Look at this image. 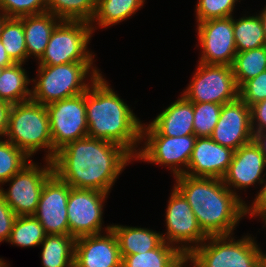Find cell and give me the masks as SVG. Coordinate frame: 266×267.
Here are the masks:
<instances>
[{"mask_svg":"<svg viewBox=\"0 0 266 267\" xmlns=\"http://www.w3.org/2000/svg\"><path fill=\"white\" fill-rule=\"evenodd\" d=\"M31 159L8 140L0 139V187Z\"/></svg>","mask_w":266,"mask_h":267,"instance_id":"1f68e13d","label":"cell"},{"mask_svg":"<svg viewBox=\"0 0 266 267\" xmlns=\"http://www.w3.org/2000/svg\"><path fill=\"white\" fill-rule=\"evenodd\" d=\"M259 185H262L261 189L257 192L258 194H256L251 206L245 204V212L246 216L247 214L250 217L261 216L260 218L264 222L266 220V180L263 178Z\"/></svg>","mask_w":266,"mask_h":267,"instance_id":"74e56055","label":"cell"},{"mask_svg":"<svg viewBox=\"0 0 266 267\" xmlns=\"http://www.w3.org/2000/svg\"><path fill=\"white\" fill-rule=\"evenodd\" d=\"M135 158L119 144L85 137L60 148L53 173L73 188L110 193L123 169Z\"/></svg>","mask_w":266,"mask_h":267,"instance_id":"6da1fadb","label":"cell"},{"mask_svg":"<svg viewBox=\"0 0 266 267\" xmlns=\"http://www.w3.org/2000/svg\"><path fill=\"white\" fill-rule=\"evenodd\" d=\"M5 137L29 158L43 148L48 149L44 159L53 160L51 127L46 105L32 99L11 105Z\"/></svg>","mask_w":266,"mask_h":267,"instance_id":"5b68a950","label":"cell"},{"mask_svg":"<svg viewBox=\"0 0 266 267\" xmlns=\"http://www.w3.org/2000/svg\"><path fill=\"white\" fill-rule=\"evenodd\" d=\"M0 11L15 18L41 14L47 12V0H0Z\"/></svg>","mask_w":266,"mask_h":267,"instance_id":"e575fe53","label":"cell"},{"mask_svg":"<svg viewBox=\"0 0 266 267\" xmlns=\"http://www.w3.org/2000/svg\"><path fill=\"white\" fill-rule=\"evenodd\" d=\"M257 267H266V253H264L258 260Z\"/></svg>","mask_w":266,"mask_h":267,"instance_id":"f6af8a7d","label":"cell"},{"mask_svg":"<svg viewBox=\"0 0 266 267\" xmlns=\"http://www.w3.org/2000/svg\"><path fill=\"white\" fill-rule=\"evenodd\" d=\"M10 264L6 263L2 258H0V267H9Z\"/></svg>","mask_w":266,"mask_h":267,"instance_id":"7dc6e473","label":"cell"},{"mask_svg":"<svg viewBox=\"0 0 266 267\" xmlns=\"http://www.w3.org/2000/svg\"><path fill=\"white\" fill-rule=\"evenodd\" d=\"M97 0H47V12L61 20L91 23Z\"/></svg>","mask_w":266,"mask_h":267,"instance_id":"f1b7e54d","label":"cell"},{"mask_svg":"<svg viewBox=\"0 0 266 267\" xmlns=\"http://www.w3.org/2000/svg\"><path fill=\"white\" fill-rule=\"evenodd\" d=\"M196 29L202 49L198 62L232 66L237 54L233 16L199 22Z\"/></svg>","mask_w":266,"mask_h":267,"instance_id":"5bb4252c","label":"cell"},{"mask_svg":"<svg viewBox=\"0 0 266 267\" xmlns=\"http://www.w3.org/2000/svg\"><path fill=\"white\" fill-rule=\"evenodd\" d=\"M239 97L251 107L266 99V71L246 81L239 88Z\"/></svg>","mask_w":266,"mask_h":267,"instance_id":"d590c367","label":"cell"},{"mask_svg":"<svg viewBox=\"0 0 266 267\" xmlns=\"http://www.w3.org/2000/svg\"><path fill=\"white\" fill-rule=\"evenodd\" d=\"M174 187L187 200L202 231L207 236L233 234L246 216L245 201L217 178L175 177Z\"/></svg>","mask_w":266,"mask_h":267,"instance_id":"7a4b0ae2","label":"cell"},{"mask_svg":"<svg viewBox=\"0 0 266 267\" xmlns=\"http://www.w3.org/2000/svg\"><path fill=\"white\" fill-rule=\"evenodd\" d=\"M7 18L8 17L0 11V35H1L3 24Z\"/></svg>","mask_w":266,"mask_h":267,"instance_id":"bcb514c9","label":"cell"},{"mask_svg":"<svg viewBox=\"0 0 266 267\" xmlns=\"http://www.w3.org/2000/svg\"><path fill=\"white\" fill-rule=\"evenodd\" d=\"M149 124H142L141 136L181 137L194 134L193 103L182 94Z\"/></svg>","mask_w":266,"mask_h":267,"instance_id":"ffe728a7","label":"cell"},{"mask_svg":"<svg viewBox=\"0 0 266 267\" xmlns=\"http://www.w3.org/2000/svg\"><path fill=\"white\" fill-rule=\"evenodd\" d=\"M190 263L189 256L182 254L170 267H186Z\"/></svg>","mask_w":266,"mask_h":267,"instance_id":"7bdbcfd3","label":"cell"},{"mask_svg":"<svg viewBox=\"0 0 266 267\" xmlns=\"http://www.w3.org/2000/svg\"><path fill=\"white\" fill-rule=\"evenodd\" d=\"M45 162L39 167L31 160L5 182H11L7 191L0 187V193L17 216L35 214L44 183L53 174L52 161Z\"/></svg>","mask_w":266,"mask_h":267,"instance_id":"30bf717a","label":"cell"},{"mask_svg":"<svg viewBox=\"0 0 266 267\" xmlns=\"http://www.w3.org/2000/svg\"><path fill=\"white\" fill-rule=\"evenodd\" d=\"M119 243L120 255H134L157 248L162 242V233L141 227L111 225Z\"/></svg>","mask_w":266,"mask_h":267,"instance_id":"7402d4cb","label":"cell"},{"mask_svg":"<svg viewBox=\"0 0 266 267\" xmlns=\"http://www.w3.org/2000/svg\"><path fill=\"white\" fill-rule=\"evenodd\" d=\"M10 107L9 103L0 100V139L6 135Z\"/></svg>","mask_w":266,"mask_h":267,"instance_id":"ab89813d","label":"cell"},{"mask_svg":"<svg viewBox=\"0 0 266 267\" xmlns=\"http://www.w3.org/2000/svg\"><path fill=\"white\" fill-rule=\"evenodd\" d=\"M53 143V158L66 144L88 137L85 92L46 105Z\"/></svg>","mask_w":266,"mask_h":267,"instance_id":"8fae6325","label":"cell"},{"mask_svg":"<svg viewBox=\"0 0 266 267\" xmlns=\"http://www.w3.org/2000/svg\"><path fill=\"white\" fill-rule=\"evenodd\" d=\"M233 154L234 150L216 143L211 137H197L185 174L222 179Z\"/></svg>","mask_w":266,"mask_h":267,"instance_id":"d6986e66","label":"cell"},{"mask_svg":"<svg viewBox=\"0 0 266 267\" xmlns=\"http://www.w3.org/2000/svg\"><path fill=\"white\" fill-rule=\"evenodd\" d=\"M251 127L253 134L266 132V99L251 106Z\"/></svg>","mask_w":266,"mask_h":267,"instance_id":"f35d334b","label":"cell"},{"mask_svg":"<svg viewBox=\"0 0 266 267\" xmlns=\"http://www.w3.org/2000/svg\"><path fill=\"white\" fill-rule=\"evenodd\" d=\"M253 140L259 146L266 160V132L254 134Z\"/></svg>","mask_w":266,"mask_h":267,"instance_id":"b9f144b4","label":"cell"},{"mask_svg":"<svg viewBox=\"0 0 266 267\" xmlns=\"http://www.w3.org/2000/svg\"><path fill=\"white\" fill-rule=\"evenodd\" d=\"M196 138L194 134L181 137L141 136V142H145L135 160L164 165L174 177L185 174Z\"/></svg>","mask_w":266,"mask_h":267,"instance_id":"7c38bea8","label":"cell"},{"mask_svg":"<svg viewBox=\"0 0 266 267\" xmlns=\"http://www.w3.org/2000/svg\"><path fill=\"white\" fill-rule=\"evenodd\" d=\"M221 104L193 103V129L196 137H211L218 122Z\"/></svg>","mask_w":266,"mask_h":267,"instance_id":"d6a6232c","label":"cell"},{"mask_svg":"<svg viewBox=\"0 0 266 267\" xmlns=\"http://www.w3.org/2000/svg\"><path fill=\"white\" fill-rule=\"evenodd\" d=\"M234 39L237 52L266 46L263 26L258 14L234 19Z\"/></svg>","mask_w":266,"mask_h":267,"instance_id":"484cf974","label":"cell"},{"mask_svg":"<svg viewBox=\"0 0 266 267\" xmlns=\"http://www.w3.org/2000/svg\"><path fill=\"white\" fill-rule=\"evenodd\" d=\"M258 16L260 17V20H261V23H262V26H263V30H264V34H265V38H266V6L258 14Z\"/></svg>","mask_w":266,"mask_h":267,"instance_id":"ee69618b","label":"cell"},{"mask_svg":"<svg viewBox=\"0 0 266 267\" xmlns=\"http://www.w3.org/2000/svg\"><path fill=\"white\" fill-rule=\"evenodd\" d=\"M0 40L14 63L24 64L28 59L23 22L20 18L8 17L2 27Z\"/></svg>","mask_w":266,"mask_h":267,"instance_id":"f546056e","label":"cell"},{"mask_svg":"<svg viewBox=\"0 0 266 267\" xmlns=\"http://www.w3.org/2000/svg\"><path fill=\"white\" fill-rule=\"evenodd\" d=\"M92 65L93 62L39 65L36 79H31L34 83L31 88V99L39 104L48 105L86 92L93 81L101 75L100 70ZM88 77L90 79H86Z\"/></svg>","mask_w":266,"mask_h":267,"instance_id":"277c9868","label":"cell"},{"mask_svg":"<svg viewBox=\"0 0 266 267\" xmlns=\"http://www.w3.org/2000/svg\"><path fill=\"white\" fill-rule=\"evenodd\" d=\"M166 233L163 241L189 255L208 236L202 231L191 206L184 196L173 187L166 208Z\"/></svg>","mask_w":266,"mask_h":267,"instance_id":"9c48e42d","label":"cell"},{"mask_svg":"<svg viewBox=\"0 0 266 267\" xmlns=\"http://www.w3.org/2000/svg\"><path fill=\"white\" fill-rule=\"evenodd\" d=\"M14 62L11 60V58L8 56L2 41L0 40V67L7 68L9 66H12Z\"/></svg>","mask_w":266,"mask_h":267,"instance_id":"60d3db41","label":"cell"},{"mask_svg":"<svg viewBox=\"0 0 266 267\" xmlns=\"http://www.w3.org/2000/svg\"><path fill=\"white\" fill-rule=\"evenodd\" d=\"M107 198L108 193L71 187L67 202L69 235L76 239L101 234L104 229L103 206Z\"/></svg>","mask_w":266,"mask_h":267,"instance_id":"4fadbf2b","label":"cell"},{"mask_svg":"<svg viewBox=\"0 0 266 267\" xmlns=\"http://www.w3.org/2000/svg\"><path fill=\"white\" fill-rule=\"evenodd\" d=\"M45 236L43 226L33 215L17 216L7 242L24 248L36 247Z\"/></svg>","mask_w":266,"mask_h":267,"instance_id":"4dcf8cb0","label":"cell"},{"mask_svg":"<svg viewBox=\"0 0 266 267\" xmlns=\"http://www.w3.org/2000/svg\"><path fill=\"white\" fill-rule=\"evenodd\" d=\"M105 234L86 235L75 239L74 267H121L119 243L111 225Z\"/></svg>","mask_w":266,"mask_h":267,"instance_id":"e0dca14e","label":"cell"},{"mask_svg":"<svg viewBox=\"0 0 266 267\" xmlns=\"http://www.w3.org/2000/svg\"><path fill=\"white\" fill-rule=\"evenodd\" d=\"M251 107L240 97L222 105L218 122L211 138L234 151L253 140Z\"/></svg>","mask_w":266,"mask_h":267,"instance_id":"2e32d148","label":"cell"},{"mask_svg":"<svg viewBox=\"0 0 266 267\" xmlns=\"http://www.w3.org/2000/svg\"><path fill=\"white\" fill-rule=\"evenodd\" d=\"M43 267H74L75 238L71 235H46L41 243Z\"/></svg>","mask_w":266,"mask_h":267,"instance_id":"d4e9b609","label":"cell"},{"mask_svg":"<svg viewBox=\"0 0 266 267\" xmlns=\"http://www.w3.org/2000/svg\"><path fill=\"white\" fill-rule=\"evenodd\" d=\"M182 95L192 103L225 104L239 97L232 66L198 63Z\"/></svg>","mask_w":266,"mask_h":267,"instance_id":"ba28073f","label":"cell"},{"mask_svg":"<svg viewBox=\"0 0 266 267\" xmlns=\"http://www.w3.org/2000/svg\"><path fill=\"white\" fill-rule=\"evenodd\" d=\"M22 63H14L3 69L0 76V100L14 105L31 99V89L28 88L32 82L27 76Z\"/></svg>","mask_w":266,"mask_h":267,"instance_id":"cb8c5ba5","label":"cell"},{"mask_svg":"<svg viewBox=\"0 0 266 267\" xmlns=\"http://www.w3.org/2000/svg\"><path fill=\"white\" fill-rule=\"evenodd\" d=\"M144 2L145 0H97L96 12L90 23L92 31L95 32L98 26L108 28L130 18L143 7ZM95 22L98 26H95Z\"/></svg>","mask_w":266,"mask_h":267,"instance_id":"603a6c76","label":"cell"},{"mask_svg":"<svg viewBox=\"0 0 266 267\" xmlns=\"http://www.w3.org/2000/svg\"><path fill=\"white\" fill-rule=\"evenodd\" d=\"M17 215L6 203L5 198L0 193V242H7L13 229Z\"/></svg>","mask_w":266,"mask_h":267,"instance_id":"8d00e7d4","label":"cell"},{"mask_svg":"<svg viewBox=\"0 0 266 267\" xmlns=\"http://www.w3.org/2000/svg\"><path fill=\"white\" fill-rule=\"evenodd\" d=\"M23 22L27 56L37 61L42 57L51 34L62 21L50 12L19 17Z\"/></svg>","mask_w":266,"mask_h":267,"instance_id":"44dd1931","label":"cell"},{"mask_svg":"<svg viewBox=\"0 0 266 267\" xmlns=\"http://www.w3.org/2000/svg\"><path fill=\"white\" fill-rule=\"evenodd\" d=\"M232 69L238 88L266 71V46L237 52Z\"/></svg>","mask_w":266,"mask_h":267,"instance_id":"83f0119b","label":"cell"},{"mask_svg":"<svg viewBox=\"0 0 266 267\" xmlns=\"http://www.w3.org/2000/svg\"><path fill=\"white\" fill-rule=\"evenodd\" d=\"M182 253L163 241L157 248L122 258L121 267H170Z\"/></svg>","mask_w":266,"mask_h":267,"instance_id":"4316f807","label":"cell"},{"mask_svg":"<svg viewBox=\"0 0 266 267\" xmlns=\"http://www.w3.org/2000/svg\"><path fill=\"white\" fill-rule=\"evenodd\" d=\"M3 69V67H0V76L2 75Z\"/></svg>","mask_w":266,"mask_h":267,"instance_id":"c3c4849f","label":"cell"},{"mask_svg":"<svg viewBox=\"0 0 266 267\" xmlns=\"http://www.w3.org/2000/svg\"><path fill=\"white\" fill-rule=\"evenodd\" d=\"M90 25L86 21L62 20L52 32L38 65L93 62L95 54L87 47L93 34Z\"/></svg>","mask_w":266,"mask_h":267,"instance_id":"52a82bcc","label":"cell"},{"mask_svg":"<svg viewBox=\"0 0 266 267\" xmlns=\"http://www.w3.org/2000/svg\"><path fill=\"white\" fill-rule=\"evenodd\" d=\"M208 236L188 256L193 267H257L264 254L251 235ZM208 241V242H207Z\"/></svg>","mask_w":266,"mask_h":267,"instance_id":"8992f818","label":"cell"},{"mask_svg":"<svg viewBox=\"0 0 266 267\" xmlns=\"http://www.w3.org/2000/svg\"><path fill=\"white\" fill-rule=\"evenodd\" d=\"M239 0H198L196 22L234 16L235 3Z\"/></svg>","mask_w":266,"mask_h":267,"instance_id":"836d02e7","label":"cell"},{"mask_svg":"<svg viewBox=\"0 0 266 267\" xmlns=\"http://www.w3.org/2000/svg\"><path fill=\"white\" fill-rule=\"evenodd\" d=\"M71 186L54 173L44 183L38 207L33 215L46 235H69L67 202Z\"/></svg>","mask_w":266,"mask_h":267,"instance_id":"9a60e30c","label":"cell"},{"mask_svg":"<svg viewBox=\"0 0 266 267\" xmlns=\"http://www.w3.org/2000/svg\"><path fill=\"white\" fill-rule=\"evenodd\" d=\"M265 167V157L259 146L252 140L234 151L232 161L222 181L237 195L236 189L245 190L256 183L261 184L266 175Z\"/></svg>","mask_w":266,"mask_h":267,"instance_id":"ac0fdd59","label":"cell"},{"mask_svg":"<svg viewBox=\"0 0 266 267\" xmlns=\"http://www.w3.org/2000/svg\"><path fill=\"white\" fill-rule=\"evenodd\" d=\"M88 137L119 144L134 158L141 143L142 122L103 78L85 92Z\"/></svg>","mask_w":266,"mask_h":267,"instance_id":"3957f363","label":"cell"}]
</instances>
